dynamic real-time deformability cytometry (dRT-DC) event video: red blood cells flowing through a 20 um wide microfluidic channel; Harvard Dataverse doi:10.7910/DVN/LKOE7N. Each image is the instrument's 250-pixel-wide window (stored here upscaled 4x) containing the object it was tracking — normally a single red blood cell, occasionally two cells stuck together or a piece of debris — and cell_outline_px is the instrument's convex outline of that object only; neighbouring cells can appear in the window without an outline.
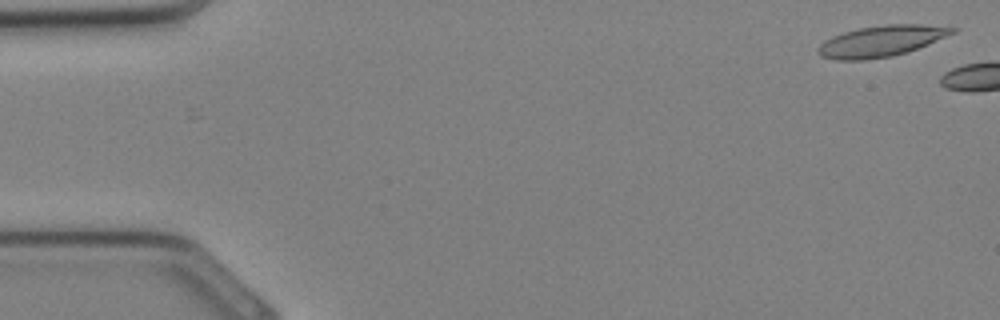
{"species": "Egyptian fruit bat (a non-hibernating species)", "species_latin": "Rousettus aegyptiacus", "temperature_condition": "cold", "stored_images_in_passage": 4, "camera_frame_rate_fps": 3000, "um_per_image_px": 0.085, "animal": {"sex": "female"}, "frame": {"image": 1, "passage_image": 1, "time_ms": 0.0, "image_size_px": [1000, 320], "cell_outline_px": [[956, 32], [928, 44], [908, 52], [892, 56], [864, 60], [836, 60], [820, 56], [816, 52], [816, 48], [824, 40], [832, 36], [844, 32], [860, 28], [888, 24], [920, 24], [956, 28]], "centroid_in_image_um": [74.86, 3.5], "position_along_channel_um": 10.1, "area_um2": 24.28}}